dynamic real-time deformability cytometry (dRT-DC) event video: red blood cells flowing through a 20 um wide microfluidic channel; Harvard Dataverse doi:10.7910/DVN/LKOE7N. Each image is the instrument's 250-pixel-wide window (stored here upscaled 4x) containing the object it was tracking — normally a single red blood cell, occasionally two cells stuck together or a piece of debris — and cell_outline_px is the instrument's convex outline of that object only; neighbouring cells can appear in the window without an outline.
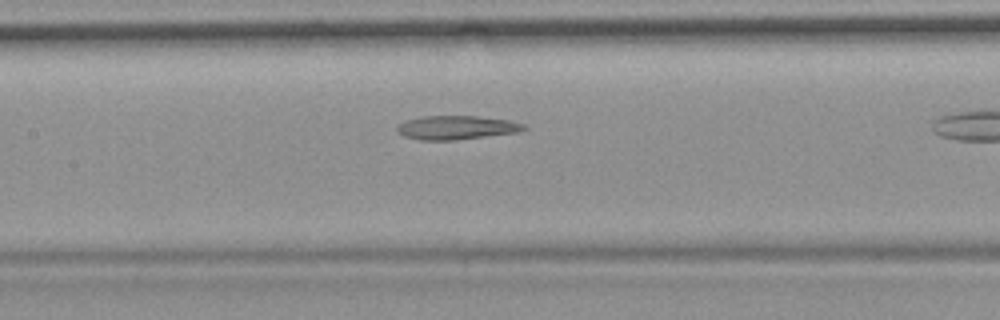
{"species": "common noctule bat (a hibernating species)", "species_latin": "Nyctalus noctula", "temperature_condition": "room temperature", "stored_images_in_passage": 34, "camera_frame_rate_fps": 3000, "um_per_image_px": 0.085, "animal": {"sex": "female", "body_mass_g": 19.9}, "frame": {"image": 1, "passage_image": 15, "time_ms": 4.667, "image_size_px": [1000, 320], "cell_outline_px": [[528, 128], [516, 132], [452, 140], [420, 140], [404, 136], [396, 132], [396, 124], [408, 120], [424, 116], [480, 116], [508, 120], [524, 124]], "centroid_in_image_um": [38.75, 10.83], "position_along_channel_um": 168.7, "area_um2": 17.46}}